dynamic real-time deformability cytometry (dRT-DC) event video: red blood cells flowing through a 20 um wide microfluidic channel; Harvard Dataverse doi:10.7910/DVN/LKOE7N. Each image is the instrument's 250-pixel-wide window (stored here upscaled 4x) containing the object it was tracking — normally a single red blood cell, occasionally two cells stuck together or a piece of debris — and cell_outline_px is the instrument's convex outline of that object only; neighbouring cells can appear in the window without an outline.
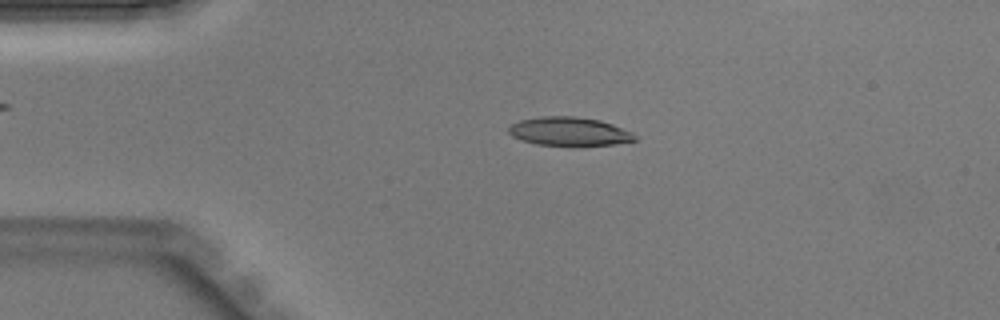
{"species": "Egyptian fruit bat (a non-hibernating species)", "species_latin": "Rousettus aegyptiacus", "temperature_condition": "warm", "stored_images_in_passage": 36, "camera_frame_rate_fps": 3000, "um_per_image_px": 0.085, "animal": {"sex": "male"}, "frame": {"image": 1, "passage_image": 8, "time_ms": 2.333, "image_size_px": [1000, 320], "cell_outline_px": [[636, 140], [612, 144], [536, 144], [520, 140], [512, 136], [508, 132], [508, 128], [512, 124], [520, 120], [540, 116], [576, 116], [600, 120], [612, 124], [632, 132], [636, 136]], "centroid_in_image_um": [48.35, 11.14], "position_along_channel_um": 36.7, "area_um2": 20.63}}
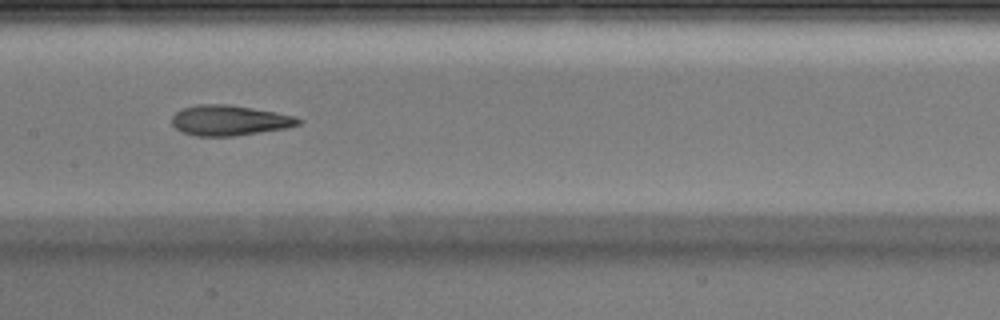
{"frame": {"image": 2, "passage_image": 20, "time_ms": 6.333, "image_size_px": [1000, 320], "cell_outline_px": [[304, 120], [300, 124], [288, 128], [236, 136], [196, 136], [184, 132], [176, 128], [172, 124], [172, 116], [176, 112], [184, 108], [200, 104], [224, 104], [252, 108], [296, 116]], "centroid_in_image_um": [19.55, 10.24], "position_along_channel_um": 187.9, "area_um2": 22.31}}
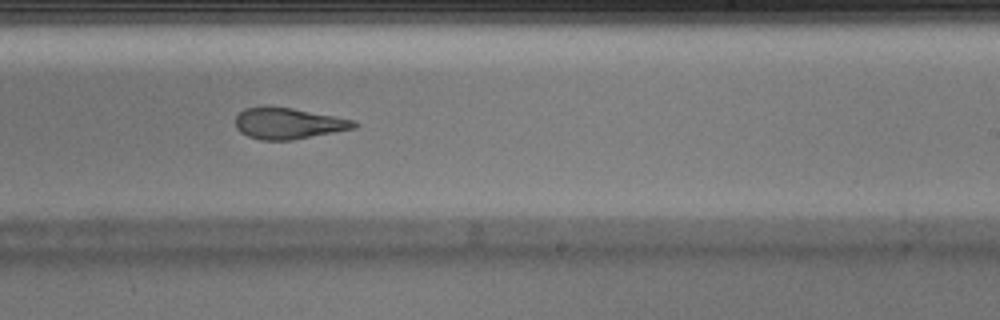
{"frame": {"image": 3, "passage_image": 25, "time_ms": 8.0, "image_size_px": [1000, 320], "cell_outline_px": [[360, 124], [356, 128], [292, 140], [260, 140], [248, 136], [240, 132], [236, 128], [236, 116], [244, 108], [292, 108], [356, 120]], "centroid_in_image_um": [24.55, 10.51], "position_along_channel_um": 264.4, "area_um2": 21.27}}